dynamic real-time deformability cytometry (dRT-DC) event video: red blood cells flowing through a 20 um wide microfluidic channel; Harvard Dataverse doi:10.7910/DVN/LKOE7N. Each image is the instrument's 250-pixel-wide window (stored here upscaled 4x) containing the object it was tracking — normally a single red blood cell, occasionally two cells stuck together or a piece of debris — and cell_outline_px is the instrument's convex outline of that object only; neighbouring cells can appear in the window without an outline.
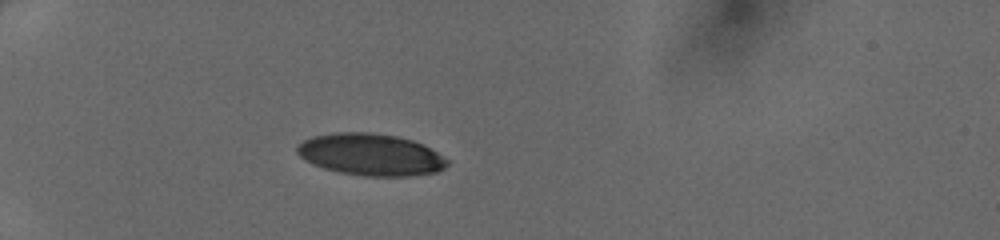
{"species": "human", "species_latin": "Homo sapiens", "temperature_condition": "cold", "stored_images_in_passage": 33, "camera_frame_rate_fps": 3000, "um_per_image_px": 0.085, "donor": {"sex": "female"}, "frame": {"image": 1, "passage_image": 1, "time_ms": 0.0, "image_size_px": [1000, 240], "cell_outline_px": [[448, 164], [444, 168], [436, 172], [408, 176], [364, 176], [340, 172], [324, 168], [312, 164], [304, 160], [296, 152], [296, 148], [304, 140], [312, 136], [336, 132], [372, 132], [396, 136], [412, 140], [436, 152], [448, 160]], "centroid_in_image_um": [31.47, 13.14], "position_along_channel_um": 53.5, "area_um2": 36.47}}
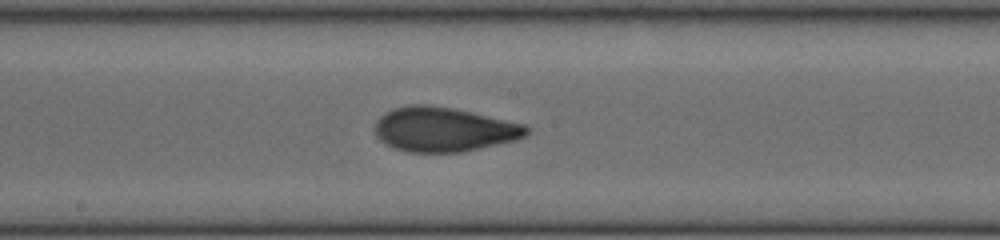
{"frame": {"image": 2, "passage_image": 14, "time_ms": 4.333, "image_size_px": [1000, 240], "cell_outline_px": [[528, 132], [524, 136], [516, 140], [480, 148], [460, 152], [408, 152], [392, 148], [384, 144], [376, 136], [376, 120], [384, 112], [392, 108], [408, 104], [428, 104], [452, 108], [524, 124], [528, 128]], "centroid_in_image_um": [37.66, 11.0], "position_along_channel_um": 210.5, "area_um2": 39.25}}
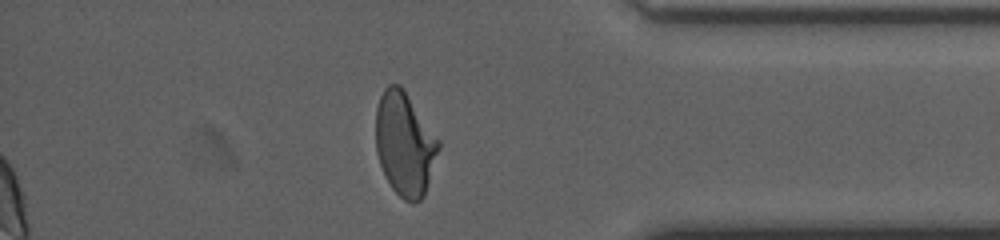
{"frame": {"image": 3, "passage_image": 28, "time_ms": 9.0, "image_size_px": [1000, 240], "cell_outline_px": [[440, 148], [424, 196], [420, 200], [412, 204], [404, 200], [392, 188], [384, 176], [376, 152], [376, 108], [380, 96], [384, 88], [388, 84], [400, 84], [404, 88], [440, 140]], "centroid_in_image_um": [34.4, 12.22], "position_along_channel_um": 400.8, "area_um2": 38.26}}